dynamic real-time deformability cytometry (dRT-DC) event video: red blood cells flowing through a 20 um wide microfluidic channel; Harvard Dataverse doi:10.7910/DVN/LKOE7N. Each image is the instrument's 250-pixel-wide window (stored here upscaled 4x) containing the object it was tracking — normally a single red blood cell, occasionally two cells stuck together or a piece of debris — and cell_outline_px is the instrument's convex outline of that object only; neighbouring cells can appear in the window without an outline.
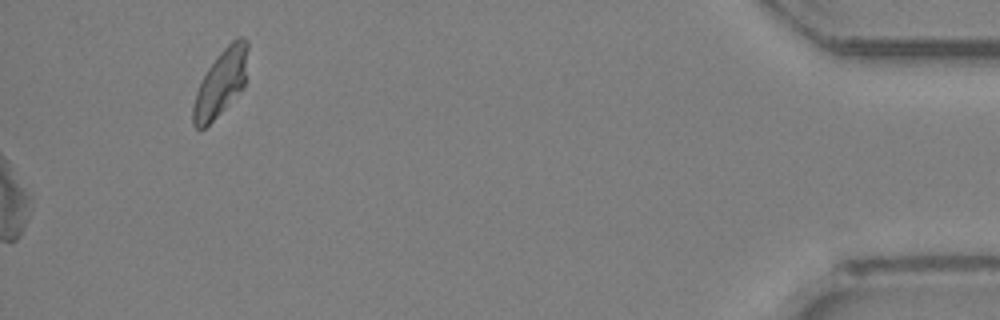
{"species": "Egyptian fruit bat (a non-hibernating species)", "species_latin": "Rousettus aegyptiacus", "temperature_condition": "room temperature", "stored_images_in_passage": 27, "camera_frame_rate_fps": 3000, "um_per_image_px": 0.085, "animal": {"sex": "female"}, "frame": {"image": 1, "passage_image": 27, "time_ms": 8.667, "image_size_px": [1000, 320], "cell_outline_px": [[248, 48], [244, 88], [200, 132], [192, 124], [192, 108], [196, 92], [208, 68], [220, 52], [232, 40], [240, 36], [244, 36], [248, 40]], "centroid_in_image_um": [18.77, 7.03], "position_along_channel_um": 416.4, "area_um2": 20.98}}